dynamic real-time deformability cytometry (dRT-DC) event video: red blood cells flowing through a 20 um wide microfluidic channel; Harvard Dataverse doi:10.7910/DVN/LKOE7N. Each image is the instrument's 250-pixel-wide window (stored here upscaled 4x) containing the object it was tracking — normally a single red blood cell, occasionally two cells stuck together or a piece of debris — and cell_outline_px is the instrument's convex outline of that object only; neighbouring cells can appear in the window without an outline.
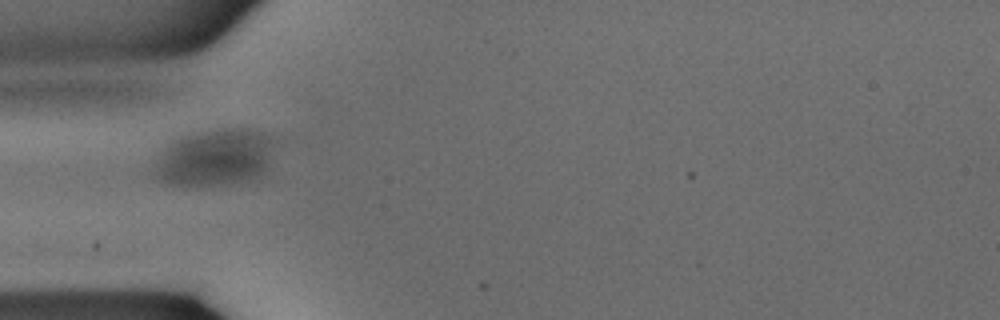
{"species": "common noctule bat (a hibernating species)", "species_latin": "Nyctalus noctula", "temperature_condition": "warm", "stored_images_in_passage": 9, "camera_frame_rate_fps": 3000, "um_per_image_px": 0.085, "animal": {"sex": "male", "body_mass_g": 15.6}, "frame": {"image": 1, "passage_image": 3, "time_ms": 0.667, "image_size_px": [1000, 320], "cell_outline_px": [[268, 168], [264, 172], [248, 180], [212, 184], [180, 184], [164, 180], [160, 176], [160, 168], [168, 148], [172, 144], [184, 136], [208, 132], [244, 128], [248, 128], [260, 132], [268, 136]], "centroid_in_image_um": [18.4, 13.38], "position_along_channel_um": 66.6, "area_um2": 36.07}}
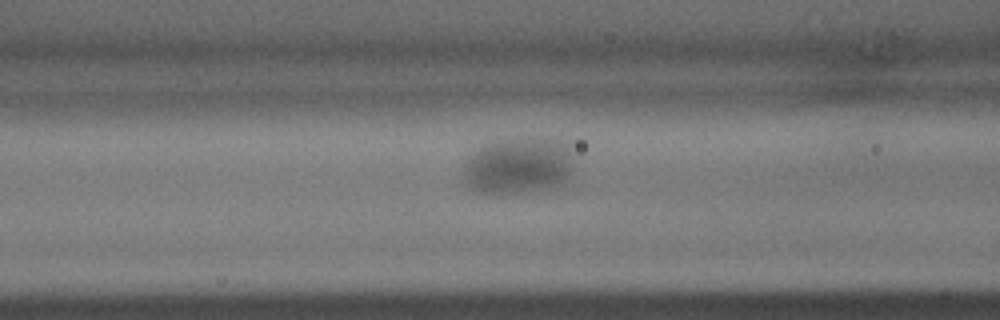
{"frame": {"image": 2, "passage_image": 6, "time_ms": 1.667, "image_size_px": [1000, 320], "cell_outline_px": [[564, 176], [556, 180], [544, 184], [524, 188], [480, 188], [472, 180], [468, 172], [468, 168], [480, 152], [484, 148], [492, 144], [508, 140], [532, 136], [548, 140], [556, 148], [564, 168]], "centroid_in_image_um": [43.94, 13.96], "position_along_channel_um": 122.7, "area_um2": 28.03}}